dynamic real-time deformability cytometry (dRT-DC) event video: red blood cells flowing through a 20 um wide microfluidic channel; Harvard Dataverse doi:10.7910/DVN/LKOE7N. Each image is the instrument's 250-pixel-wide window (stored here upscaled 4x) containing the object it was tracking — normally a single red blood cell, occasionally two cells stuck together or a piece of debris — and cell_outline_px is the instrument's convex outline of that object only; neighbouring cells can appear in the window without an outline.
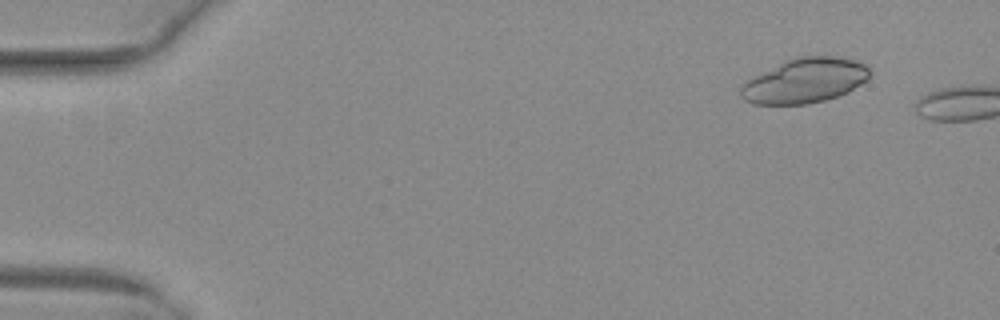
{"species": "common noctule bat (a hibernating species)", "species_latin": "Nyctalus noctula", "temperature_condition": "warm", "stored_images_in_passage": 5, "camera_frame_rate_fps": 3000, "um_per_image_px": 0.085, "animal": {"sex": "female", "body_mass_g": 29.2, "forearm_length_mm": 56.3}, "frame": {"image": 1, "passage_image": 2, "time_ms": 0.333, "image_size_px": [1000, 320], "cell_outline_px": [[872, 72], [868, 80], [848, 92], [824, 100], [808, 104], [752, 104], [744, 100], [740, 96], [740, 84], [752, 76], [784, 60], [796, 56], [840, 56], [856, 60], [868, 64]], "centroid_in_image_um": [68.42, 6.83], "position_along_channel_um": 16.6, "area_um2": 34.33}}